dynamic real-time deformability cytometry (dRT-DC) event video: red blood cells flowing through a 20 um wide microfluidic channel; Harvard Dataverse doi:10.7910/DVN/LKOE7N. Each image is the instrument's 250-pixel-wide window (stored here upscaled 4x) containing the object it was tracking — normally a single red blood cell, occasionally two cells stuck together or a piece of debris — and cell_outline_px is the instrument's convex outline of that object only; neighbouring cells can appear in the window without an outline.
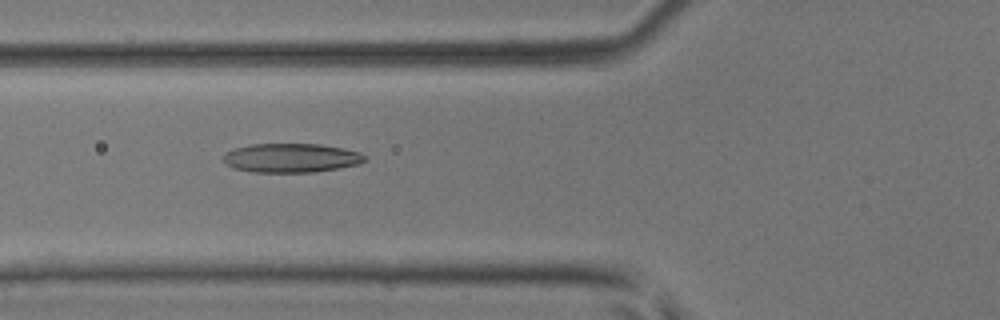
{"species": "common noctule bat (a hibernating species)", "species_latin": "Nyctalus noctula", "temperature_condition": "room temperature", "stored_images_in_passage": 41, "camera_frame_rate_fps": 3000, "um_per_image_px": 0.085, "animal": {"sex": "male", "body_mass_g": 17.9, "forearm_length_mm": 54.2}, "frame": {"image": 1, "passage_image": 11, "time_ms": 3.333, "image_size_px": [1000, 320], "cell_outline_px": [[368, 160], [360, 164], [340, 168], [312, 172], [252, 172], [236, 168], [228, 164], [224, 160], [224, 152], [236, 148], [252, 144], [320, 144], [360, 152], [368, 156]], "centroid_in_image_um": [24.82, 13.42], "position_along_channel_um": 101.0, "area_um2": 23.93}}
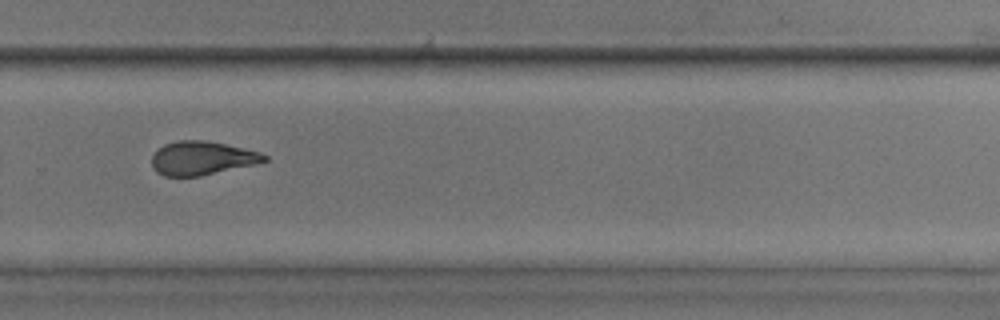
{"frame": {"image": 2, "passage_image": 26, "time_ms": 8.333, "image_size_px": [1000, 320], "cell_outline_px": [[268, 160], [256, 164], [200, 176], [164, 176], [156, 172], [152, 168], [152, 156], [164, 144], [176, 140], [204, 140], [244, 148], [260, 152], [268, 156]], "centroid_in_image_um": [17.17, 13.44], "position_along_channel_um": 312.6, "area_um2": 22.08}}
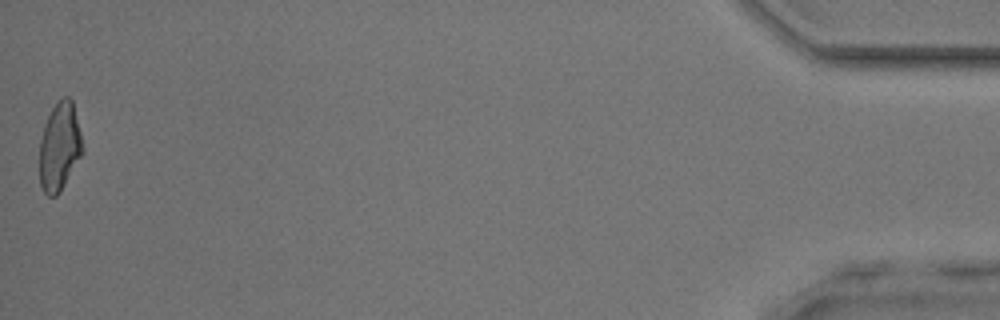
{"frame": {"image": 3, "passage_image": 41, "time_ms": 13.333, "image_size_px": [1000, 320], "cell_outline_px": [[84, 152], [60, 192], [56, 196], [48, 196], [44, 192], [40, 184], [40, 140], [44, 124], [52, 108], [64, 96], [68, 96], [72, 100], [84, 148]], "centroid_in_image_um": [5.07, 12.49], "position_along_channel_um": 430.1, "area_um2": 22.08}, "authors_computed_cell_mechanics": {"area_um2": 22.831, "velocity_mm_per_s": 4.2333, "shape_relaxation_time_tau1_ms": 7.6897, "shape_relaxation_time_tau2_ms": 2.2644, "deformation_change_tau1": 0.229, "deformation_change_tau2": 0.1032}}